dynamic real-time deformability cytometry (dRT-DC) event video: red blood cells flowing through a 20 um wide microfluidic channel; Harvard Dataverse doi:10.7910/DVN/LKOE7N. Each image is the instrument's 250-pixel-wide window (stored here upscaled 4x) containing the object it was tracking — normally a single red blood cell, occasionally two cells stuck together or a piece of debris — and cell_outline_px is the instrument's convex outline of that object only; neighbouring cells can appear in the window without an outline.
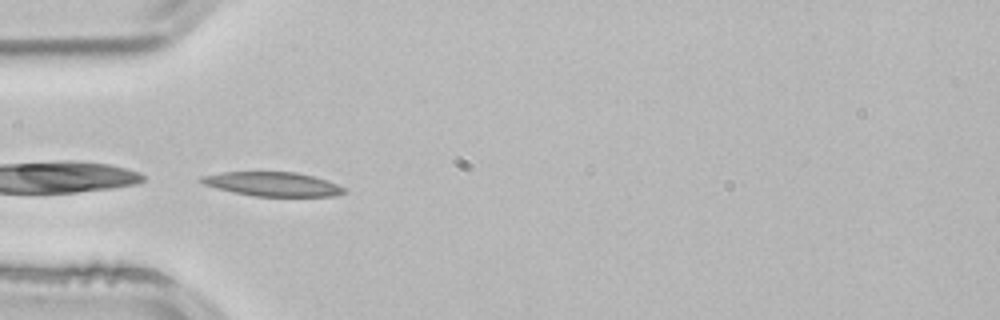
{"species": "common noctule bat (a hibernating species)", "species_latin": "Nyctalus noctula", "temperature_condition": "room temperature", "stored_images_in_passage": 4, "camera_frame_rate_fps": 3000, "um_per_image_px": 0.085, "animal": {"sex": "male", "body_mass_g": 21.5, "forearm_length_mm": 52.0}, "frame": {"image": 1, "passage_image": 4, "time_ms": 1.0, "image_size_px": [1000, 320], "cell_outline_px": [[348, 192], [336, 196], [252, 196], [232, 192], [216, 188], [204, 184], [200, 180], [200, 176], [224, 172], [296, 172], [328, 180], [348, 188]], "centroid_in_image_um": [23.24, 15.65], "position_along_channel_um": 61.8, "area_um2": 20.23}}